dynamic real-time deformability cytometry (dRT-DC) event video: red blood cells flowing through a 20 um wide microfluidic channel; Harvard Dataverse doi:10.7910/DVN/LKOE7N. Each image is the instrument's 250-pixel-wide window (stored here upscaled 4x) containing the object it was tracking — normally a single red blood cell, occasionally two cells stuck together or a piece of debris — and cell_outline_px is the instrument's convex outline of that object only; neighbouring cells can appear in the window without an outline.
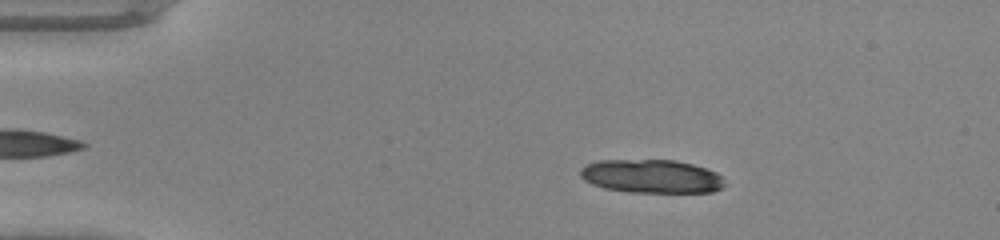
{"species": "common noctule bat (a hibernating species)", "species_latin": "Nyctalus noctula", "temperature_condition": "warm", "stored_images_in_passage": 48, "camera_frame_rate_fps": 3000, "um_per_image_px": 0.085, "animal": {"sex": "male", "body_mass_g": 20.0, "forearm_length_mm": 53.3}, "frame": {"image": 1, "passage_image": 9, "time_ms": 2.667, "image_size_px": [1000, 240], "cell_outline_px": [[724, 184], [720, 188], [712, 192], [628, 192], [604, 188], [592, 184], [584, 180], [580, 176], [580, 168], [596, 160], [676, 160], [692, 164], [716, 172], [720, 176]], "centroid_in_image_um": [55.33, 14.98], "position_along_channel_um": 29.7, "area_um2": 28.09}}
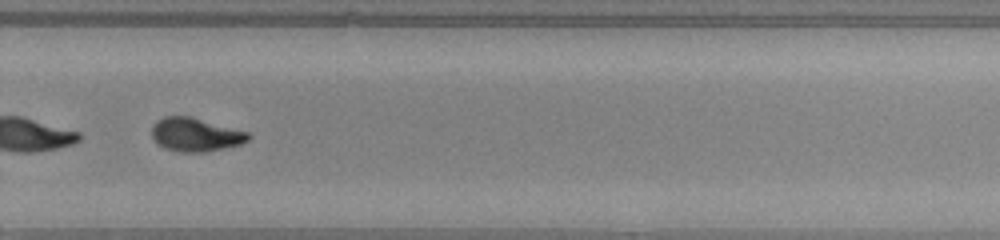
{"frame": {"image": 2, "passage_image": 34, "time_ms": 11.0, "image_size_px": [1000, 240], "cell_outline_px": [[252, 136], [248, 140], [240, 144], [204, 152], [180, 152], [164, 148], [156, 144], [152, 136], [152, 128], [156, 120], [164, 116], [192, 116], [248, 132]], "centroid_in_image_um": [16.59, 11.43], "position_along_channel_um": 313.2, "area_um2": 18.96}}
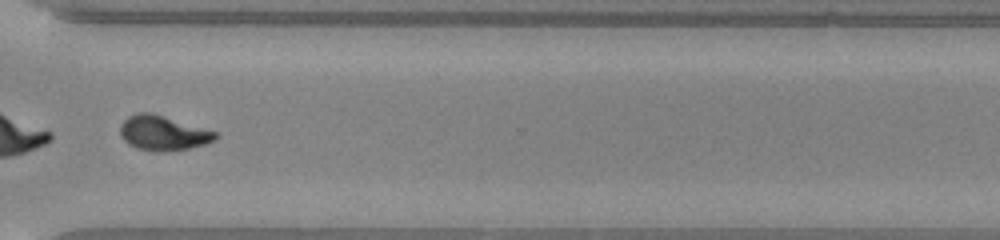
{"frame": {"image": 3, "passage_image": 37, "time_ms": 12.0, "image_size_px": [1000, 240], "cell_outline_px": [[220, 136], [204, 144], [188, 148], [160, 152], [156, 152], [136, 148], [128, 144], [120, 136], [120, 124], [128, 116], [136, 112], [152, 112], [216, 132]], "centroid_in_image_um": [13.8, 11.3], "position_along_channel_um": 356.8, "area_um2": 19.25}}